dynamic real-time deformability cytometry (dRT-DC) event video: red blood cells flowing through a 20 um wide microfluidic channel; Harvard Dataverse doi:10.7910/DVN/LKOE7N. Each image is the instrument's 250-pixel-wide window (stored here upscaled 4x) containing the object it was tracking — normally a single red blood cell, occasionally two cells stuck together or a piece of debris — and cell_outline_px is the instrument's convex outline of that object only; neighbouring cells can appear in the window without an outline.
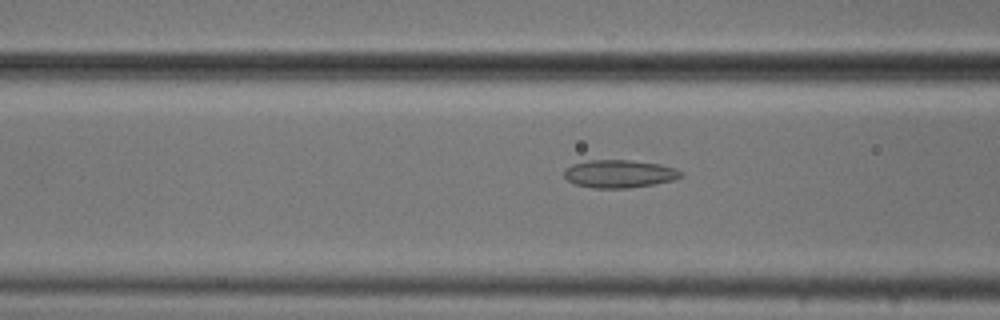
{"species": "common noctule bat (a hibernating species)", "species_latin": "Nyctalus noctula", "temperature_condition": "cold", "stored_images_in_passage": 37, "camera_frame_rate_fps": 3000, "um_per_image_px": 0.085, "animal": {"sex": "male", "body_mass_g": 20.5, "forearm_length_mm": 52.5}, "frame": {"image": 1, "passage_image": 4, "time_ms": 1.0, "image_size_px": [1000, 320], "cell_outline_px": [[684, 176], [676, 180], [656, 184], [628, 188], [592, 188], [576, 184], [568, 180], [564, 176], [564, 168], [572, 164], [588, 160], [628, 160], [660, 164], [676, 168], [684, 172]], "centroid_in_image_um": [52.69, 14.77], "position_along_channel_um": 113.9, "area_um2": 19.25}}
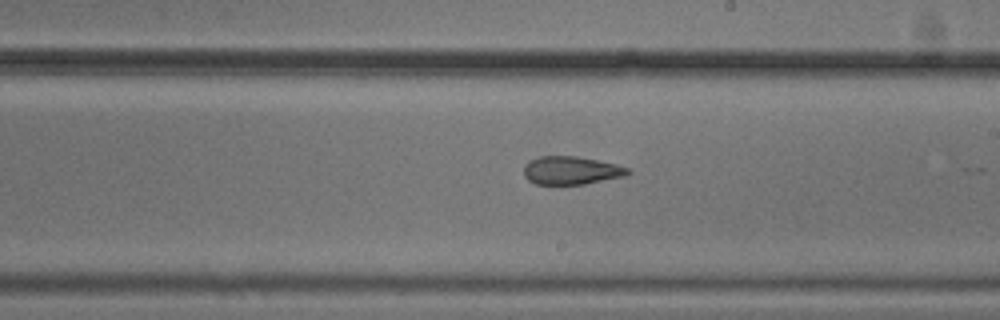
{"frame": {"image": 2, "passage_image": 14, "time_ms": 4.333, "image_size_px": [1000, 320], "cell_outline_px": [[632, 172], [624, 176], [584, 184], [536, 184], [528, 180], [524, 176], [524, 164], [528, 160], [540, 156], [576, 156], [616, 164], [628, 168]], "centroid_in_image_um": [48.52, 14.48], "position_along_channel_um": 240.5, "area_um2": 17.05}}
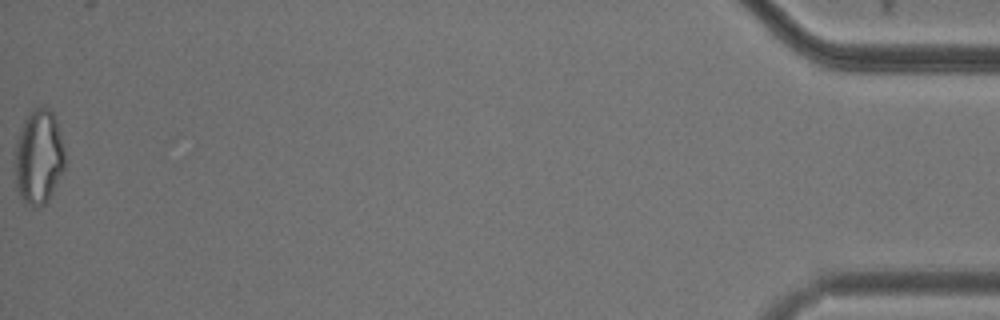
{"frame": {"image": 3, "passage_image": 37, "time_ms": 12.0, "image_size_px": [1000, 320], "cell_outline_px": [[64, 168], [48, 200], [44, 204], [36, 208], [32, 208], [20, 196], [16, 188], [16, 140], [20, 128], [28, 112], [44, 104], [52, 112], [56, 120], [64, 148]], "centroid_in_image_um": [3.28, 13.32], "position_along_channel_um": 431.9, "area_um2": 27.46}}